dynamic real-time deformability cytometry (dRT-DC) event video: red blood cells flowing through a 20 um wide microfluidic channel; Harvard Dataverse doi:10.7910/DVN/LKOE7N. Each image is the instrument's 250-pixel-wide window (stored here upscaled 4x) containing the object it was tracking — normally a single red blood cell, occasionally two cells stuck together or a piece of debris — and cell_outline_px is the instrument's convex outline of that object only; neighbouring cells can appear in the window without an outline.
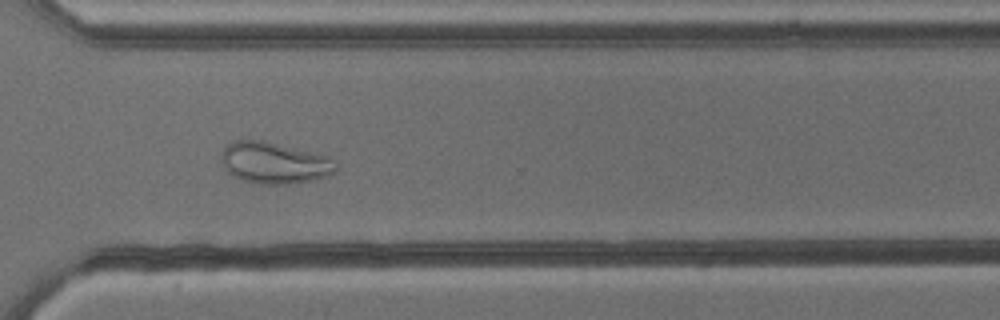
{"species": "common noctule bat (a hibernating species)", "species_latin": "Nyctalus noctula", "temperature_condition": "cold", "stored_images_in_passage": 54, "camera_frame_rate_fps": 3000, "um_per_image_px": 0.085, "animal": {"sex": "male", "body_mass_g": 13.3}, "frame": {"image": 1, "passage_image": 39, "time_ms": 12.667, "image_size_px": [1000, 320], "cell_outline_px": [[336, 172], [324, 176], [308, 180], [288, 184], [260, 184], [240, 180], [232, 176], [224, 168], [220, 152], [232, 140], [264, 140], [324, 156], [332, 160], [336, 168]], "centroid_in_image_um": [23.21, 13.84], "position_along_channel_um": 347.4, "area_um2": 27.28}, "authors_computed_cell_mechanics": {"area_um2": 29.6803, "velocity_mm_per_s": 3.7804, "shape_relaxation_time_tau1_ms": null, "shape_relaxation_time_tau2_ms": 1.6972, "deformation_change_tau1": null, "deformation_change_tau2": 0.0911}}